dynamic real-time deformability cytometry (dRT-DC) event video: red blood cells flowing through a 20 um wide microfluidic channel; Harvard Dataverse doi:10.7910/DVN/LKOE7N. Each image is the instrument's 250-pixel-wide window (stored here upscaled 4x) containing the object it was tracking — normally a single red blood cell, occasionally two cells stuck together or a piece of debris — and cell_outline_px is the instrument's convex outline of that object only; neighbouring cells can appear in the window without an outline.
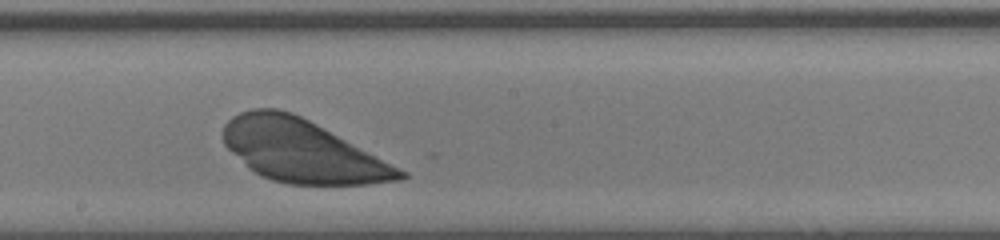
{"species": "human", "species_latin": "Homo sapiens", "temperature_condition": "room temperature", "stored_images_in_passage": 16, "camera_frame_rate_fps": 3000, "um_per_image_px": 0.085, "donor": {"sex": "male"}, "frame": {"image": 1, "passage_image": 14, "time_ms": 4.333, "image_size_px": [1000, 240], "cell_outline_px": [[408, 176], [400, 180], [368, 184], [288, 184], [272, 180], [260, 176], [248, 168], [224, 144], [224, 124], [232, 116], [240, 112], [252, 108], [276, 108], [292, 112], [316, 124], [408, 172]], "centroid_in_image_um": [25.65, 12.83], "position_along_channel_um": 222.6, "area_um2": 63.81}}